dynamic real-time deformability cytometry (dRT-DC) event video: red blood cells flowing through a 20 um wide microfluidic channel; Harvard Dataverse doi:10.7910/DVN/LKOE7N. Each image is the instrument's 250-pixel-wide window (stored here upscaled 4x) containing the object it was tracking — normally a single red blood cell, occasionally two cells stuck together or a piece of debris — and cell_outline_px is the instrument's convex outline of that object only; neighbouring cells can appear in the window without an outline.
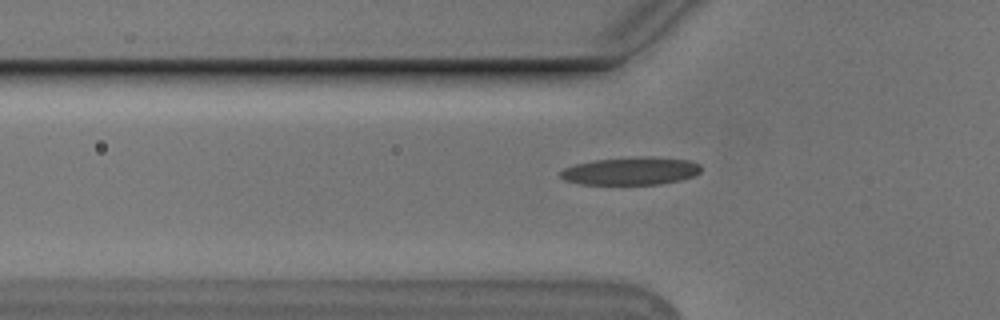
{"species": "Egyptian fruit bat (a non-hibernating species)", "species_latin": "Rousettus aegyptiacus", "temperature_condition": "cold", "stored_images_in_passage": 41, "camera_frame_rate_fps": 3000, "um_per_image_px": 0.085, "animal": {"sex": "male"}, "frame": {"image": 1, "passage_image": 10, "time_ms": 3.0, "image_size_px": [1000, 320], "cell_outline_px": [[700, 172], [696, 176], [680, 180], [660, 184], [580, 184], [564, 180], [560, 176], [560, 172], [564, 168], [576, 164], [592, 160], [640, 156], [652, 156], [688, 160], [700, 164]], "centroid_in_image_um": [53.63, 14.53], "position_along_channel_um": 72.2, "area_um2": 22.95}}
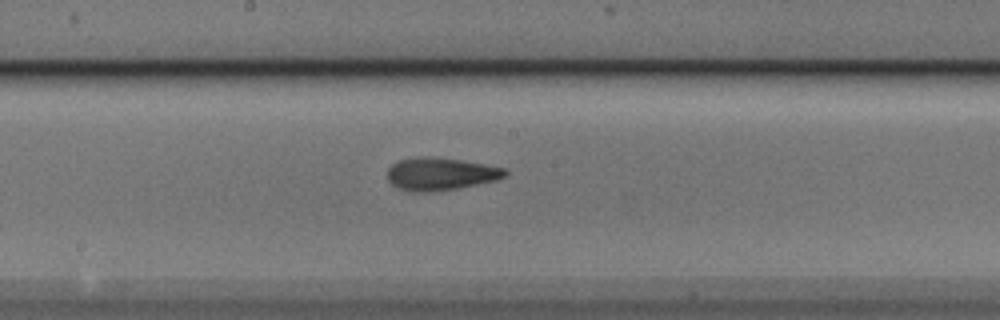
{"frame": {"image": 2, "passage_image": 21, "time_ms": 6.667, "image_size_px": [1000, 320], "cell_outline_px": [[508, 176], [496, 180], [456, 188], [432, 192], [412, 192], [400, 188], [392, 184], [388, 180], [388, 168], [396, 160], [416, 156], [424, 156], [460, 160], [484, 164], [504, 168], [508, 172]], "centroid_in_image_um": [37.42, 14.77], "position_along_channel_um": 210.8, "area_um2": 22.37}}
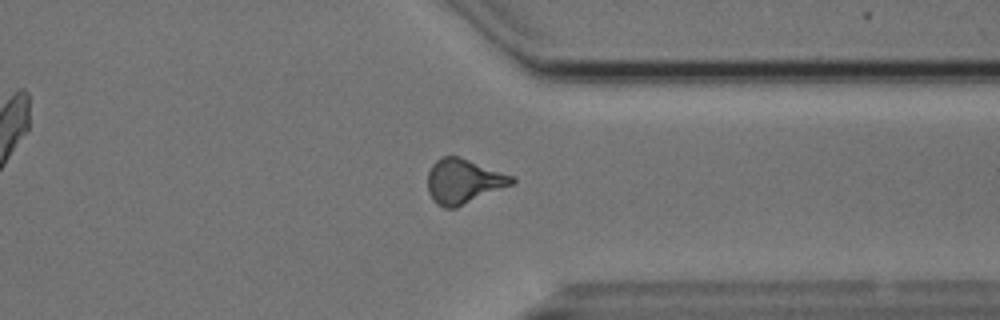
{"frame": {"image": 3, "passage_image": 34, "time_ms": 11.0, "image_size_px": [1000, 320], "cell_outline_px": [[516, 180], [512, 184], [456, 208], [444, 208], [436, 204], [432, 200], [428, 192], [428, 172], [432, 164], [436, 160], [444, 156], [460, 156], [516, 176]], "centroid_in_image_um": [39.4, 15.4], "position_along_channel_um": 372.0, "area_um2": 22.14}, "authors_computed_cell_mechanics": {"area_um2": 21.386, "velocity_mm_per_s": 3.7602, "shape_relaxation_time_tau1_ms": 7.1438, "shape_relaxation_time_tau2_ms": 2.6675, "deformation_change_tau1": 0.1771, "deformation_change_tau2": 0.1104}}